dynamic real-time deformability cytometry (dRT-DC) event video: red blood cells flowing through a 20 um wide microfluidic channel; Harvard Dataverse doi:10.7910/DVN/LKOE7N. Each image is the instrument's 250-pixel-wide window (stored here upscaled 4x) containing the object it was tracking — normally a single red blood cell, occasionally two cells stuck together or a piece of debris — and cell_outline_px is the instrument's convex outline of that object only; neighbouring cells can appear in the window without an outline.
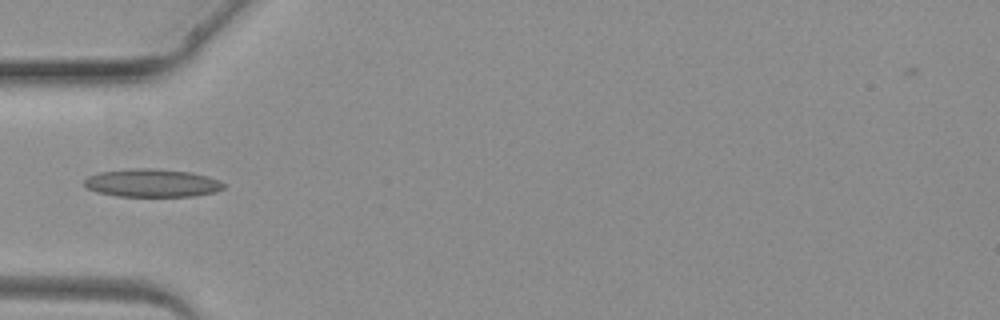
{"species": "common noctule bat (a hibernating species)", "species_latin": "Nyctalus noctula", "temperature_condition": "warm", "stored_images_in_passage": 3, "camera_frame_rate_fps": 3000, "um_per_image_px": 0.085, "animal": {"sex": "female", "body_mass_g": 19.3, "forearm_length_mm": 54.1}, "frame": {"image": 1, "passage_image": 3, "time_ms": 2.333, "image_size_px": [1000, 320], "cell_outline_px": [[224, 188], [216, 192], [196, 196], [116, 196], [96, 192], [88, 188], [84, 184], [84, 180], [88, 176], [100, 172], [132, 168], [156, 168], [192, 172], [208, 176], [224, 184]], "centroid_in_image_um": [12.92, 15.55], "position_along_channel_um": 72.1, "area_um2": 22.89}}